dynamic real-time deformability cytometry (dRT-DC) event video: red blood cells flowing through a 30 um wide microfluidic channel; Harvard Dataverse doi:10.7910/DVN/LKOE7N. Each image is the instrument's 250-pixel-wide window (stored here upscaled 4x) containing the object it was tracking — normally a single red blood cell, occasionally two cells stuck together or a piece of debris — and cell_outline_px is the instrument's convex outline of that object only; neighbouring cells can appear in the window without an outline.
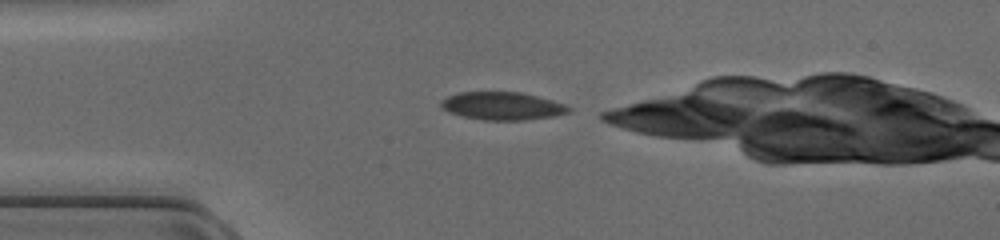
{"species": "common noctule bat (a hibernating species)", "species_latin": "Nyctalus noctula", "temperature_condition": "cold", "stored_images_in_passage": 13, "camera_frame_rate_fps": 3000, "um_per_image_px": 0.085, "animal": {"sex": "female", "body_mass_g": 17.0, "forearm_length_mm": 48.0}, "frame": {"image": 1, "passage_image": 1, "time_ms": 0.0, "image_size_px": [1000, 240], "cell_outline_px": [[568, 112], [548, 116], [520, 120], [484, 120], [464, 116], [452, 112], [444, 108], [440, 104], [448, 96], [460, 92], [520, 92], [536, 96], [560, 104], [568, 108]], "centroid_in_image_um": [42.62, 9.0], "position_along_channel_um": 42.4, "area_um2": 19.77}}
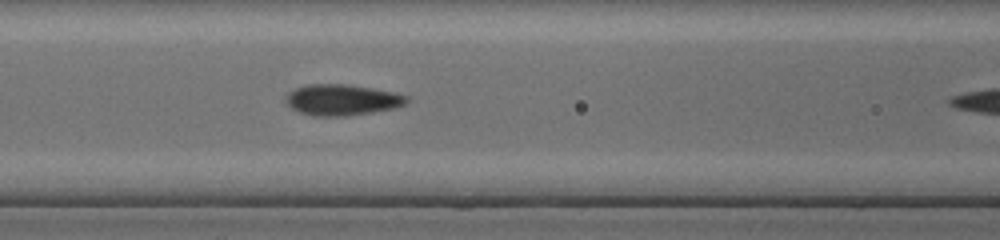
{"frame": {"image": 2, "passage_image": 9, "time_ms": 2.667, "image_size_px": [1000, 240], "cell_outline_px": [[408, 100], [404, 104], [392, 108], [372, 112], [348, 116], [312, 116], [300, 112], [292, 108], [288, 104], [288, 92], [296, 88], [308, 84], [348, 84], [392, 92], [408, 96]], "centroid_in_image_um": [29.06, 8.49], "position_along_channel_um": 137.5, "area_um2": 21.5}}
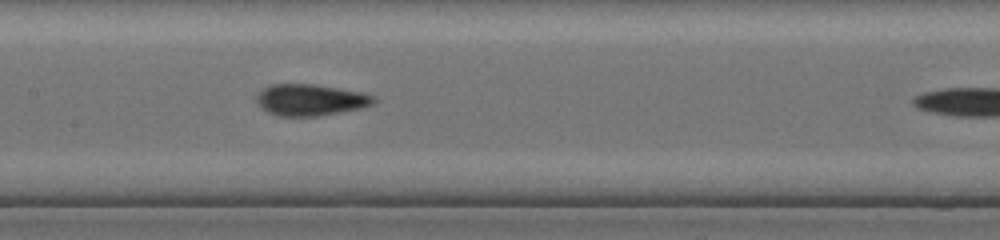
{"frame": {"image": 3, "passage_image": 12, "time_ms": 3.667, "image_size_px": [1000, 240], "cell_outline_px": [[376, 100], [372, 104], [360, 108], [316, 116], [276, 116], [268, 112], [256, 100], [256, 96], [264, 88], [272, 84], [312, 84], [360, 92], [372, 96]], "centroid_in_image_um": [26.35, 8.49], "position_along_channel_um": 181.0, "area_um2": 20.98}}